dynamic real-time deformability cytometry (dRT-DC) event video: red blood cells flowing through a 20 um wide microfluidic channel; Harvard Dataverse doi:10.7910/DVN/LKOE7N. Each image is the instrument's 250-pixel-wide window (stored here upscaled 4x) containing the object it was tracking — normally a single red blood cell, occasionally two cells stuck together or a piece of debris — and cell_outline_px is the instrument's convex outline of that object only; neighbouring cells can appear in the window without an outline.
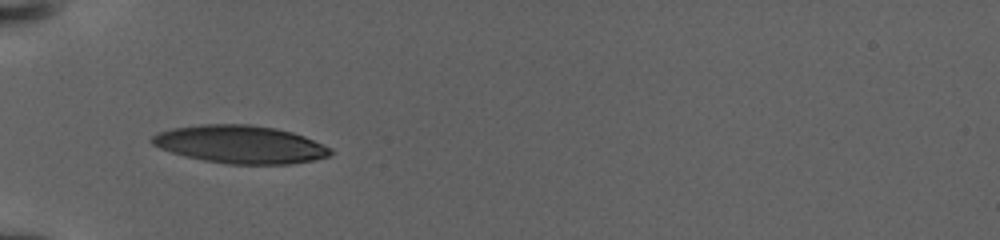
{"species": "human", "species_latin": "Homo sapiens", "temperature_condition": "warm", "stored_images_in_passage": 2, "camera_frame_rate_fps": 3000, "um_per_image_px": 0.085, "donor": {"sex": "female"}, "frame": {"image": 1, "passage_image": 1, "time_ms": 0.0, "image_size_px": [1000, 240], "cell_outline_px": [[332, 152], [328, 156], [312, 160], [292, 164], [228, 164], [204, 160], [184, 156], [160, 148], [152, 144], [148, 140], [152, 136], [160, 132], [172, 128], [200, 124], [248, 124], [276, 128], [292, 132], [304, 136], [332, 148]], "centroid_in_image_um": [20.41, 12.27], "position_along_channel_um": 64.6, "area_um2": 39.42}}